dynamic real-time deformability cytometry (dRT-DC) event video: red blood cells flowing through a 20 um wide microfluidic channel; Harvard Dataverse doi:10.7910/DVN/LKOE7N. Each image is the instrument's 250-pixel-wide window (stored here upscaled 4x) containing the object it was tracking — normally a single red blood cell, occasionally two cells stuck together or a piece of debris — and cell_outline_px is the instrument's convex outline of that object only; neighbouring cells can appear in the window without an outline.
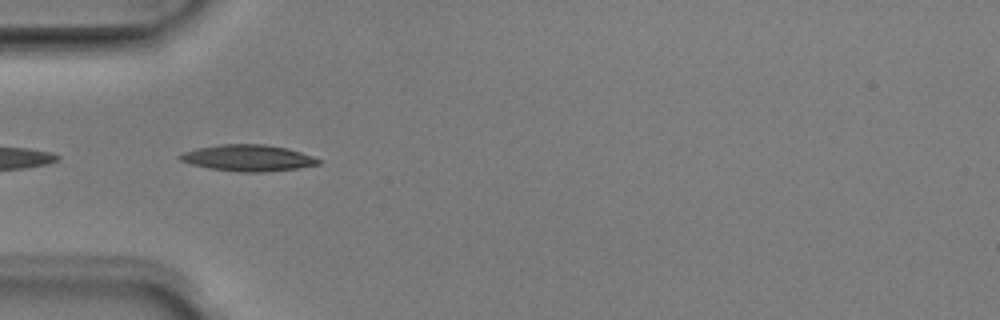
{"species": "Egyptian fruit bat (a non-hibernating species)", "species_latin": "Rousettus aegyptiacus", "temperature_condition": "room temperature", "stored_images_in_passage": 36, "camera_frame_rate_fps": 3000, "um_per_image_px": 0.085, "animal": {"sex": "male"}, "frame": {"image": 1, "passage_image": 1, "time_ms": 0.0, "image_size_px": [1000, 320], "cell_outline_px": [[324, 160], [320, 164], [296, 168], [264, 172], [240, 172], [208, 168], [188, 164], [180, 160], [176, 156], [184, 152], [196, 148], [220, 144], [264, 144], [288, 148]], "centroid_in_image_um": [21.06, 13.42], "position_along_channel_um": 63.9, "area_um2": 21.44}}
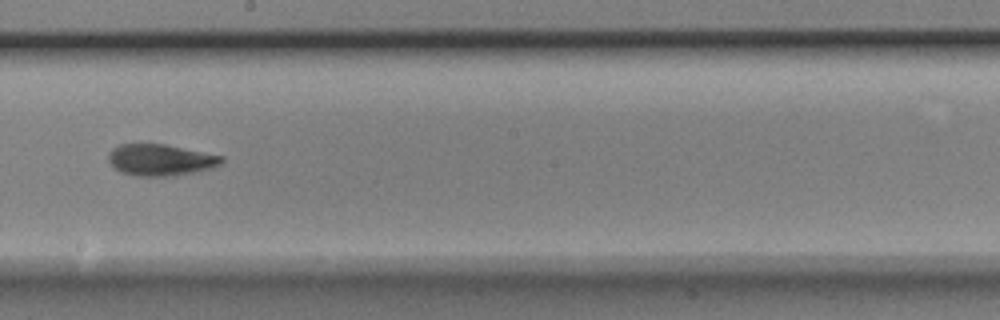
{"frame": {"image": 2, "passage_image": 14, "time_ms": 4.333, "image_size_px": [1000, 320], "cell_outline_px": [[224, 160], [220, 164], [212, 168], [196, 172], [176, 176], [136, 176], [120, 172], [108, 160], [108, 152], [112, 148], [120, 144], [164, 144], [224, 156]], "centroid_in_image_um": [13.65, 13.6], "position_along_channel_um": 234.6, "area_um2": 20.87}}
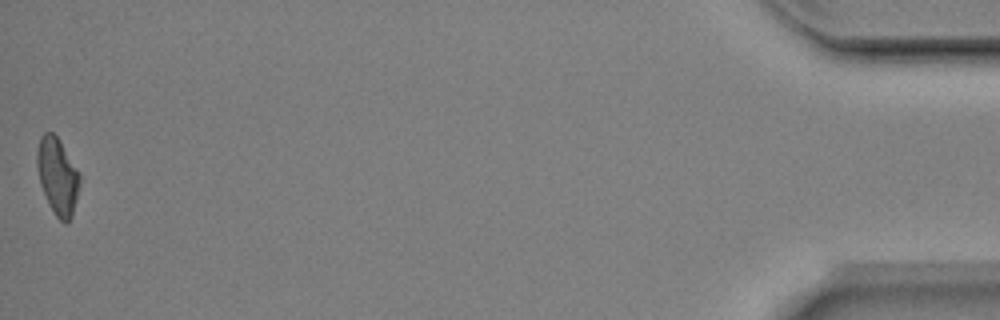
{"frame": {"image": 3, "passage_image": 36, "time_ms": 11.667, "image_size_px": [1000, 320], "cell_outline_px": [[80, 184], [72, 216], [64, 224], [56, 216], [48, 204], [40, 184], [36, 164], [36, 152], [40, 136], [44, 132], [52, 132], [60, 140], [80, 176]], "centroid_in_image_um": [4.86, 14.97], "position_along_channel_um": 430.3, "area_um2": 19.02}, "authors_computed_cell_mechanics": {"area_um2": 20.2589, "velocity_mm_per_s": 3.9678, "shape_relaxation_time_tau1_ms": 4.971, "shape_relaxation_time_tau2_ms": 3.6608, "deformation_change_tau1": 0.192, "deformation_change_tau2": 0.104}}